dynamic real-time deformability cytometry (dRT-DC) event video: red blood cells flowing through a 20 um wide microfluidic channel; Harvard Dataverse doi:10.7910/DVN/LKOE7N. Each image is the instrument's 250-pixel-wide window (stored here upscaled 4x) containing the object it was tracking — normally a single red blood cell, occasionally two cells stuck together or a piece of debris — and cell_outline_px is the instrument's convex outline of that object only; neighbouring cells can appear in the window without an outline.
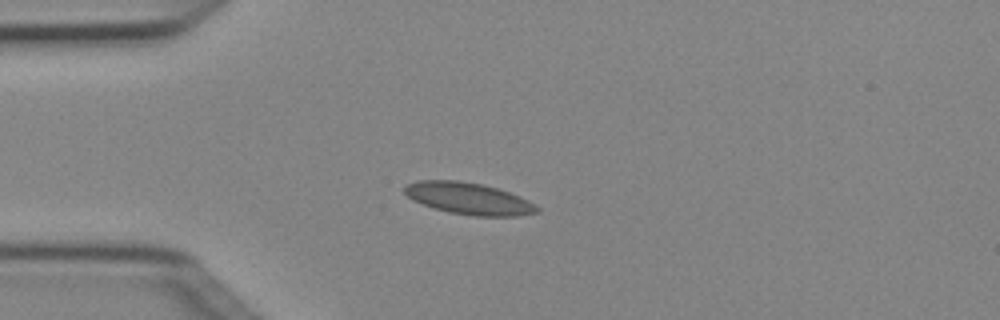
{"species": "Egyptian fruit bat (a non-hibernating species)", "species_latin": "Rousettus aegyptiacus", "temperature_condition": "cold", "stored_images_in_passage": 4, "camera_frame_rate_fps": 3000, "um_per_image_px": 0.085, "animal": {"sex": "female"}, "frame": {"image": 1, "passage_image": 3, "time_ms": 0.667, "image_size_px": [1000, 320], "cell_outline_px": [[540, 212], [516, 216], [476, 216], [448, 212], [432, 208], [412, 200], [404, 192], [404, 188], [408, 184], [416, 180], [456, 180], [484, 184], [520, 196], [528, 200], [540, 208]], "centroid_in_image_um": [39.83, 16.87], "position_along_channel_um": 45.2, "area_um2": 24.62}}